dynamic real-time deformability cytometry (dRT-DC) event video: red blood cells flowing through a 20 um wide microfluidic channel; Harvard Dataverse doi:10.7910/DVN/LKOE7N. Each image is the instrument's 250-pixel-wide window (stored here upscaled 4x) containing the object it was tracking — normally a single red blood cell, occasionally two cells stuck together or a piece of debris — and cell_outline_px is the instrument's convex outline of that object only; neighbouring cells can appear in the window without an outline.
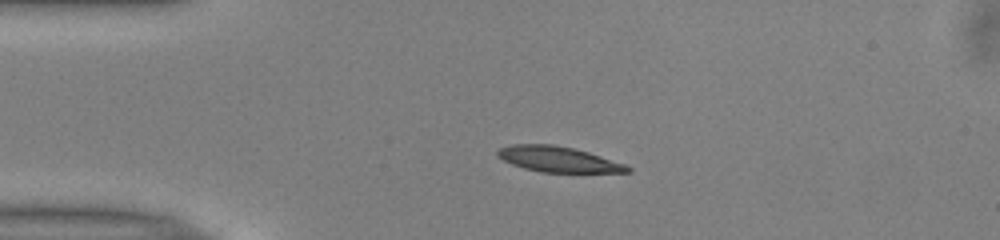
{"species": "common noctule bat (a hibernating species)", "species_latin": "Nyctalus noctula", "temperature_condition": "warm", "stored_images_in_passage": 41, "camera_frame_rate_fps": 3000, "um_per_image_px": 0.085, "animal": {"sex": "male", "body_mass_g": 13.0, "forearm_length_mm": 53.1}, "frame": {"image": 1, "passage_image": 1, "time_ms": 0.0, "image_size_px": [1000, 240], "cell_outline_px": [[632, 172], [540, 172], [524, 168], [512, 164], [496, 156], [496, 152], [500, 148], [512, 144], [552, 144], [572, 148], [588, 152], [624, 164], [632, 168]], "centroid_in_image_um": [47.42, 13.53], "position_along_channel_um": 37.6, "area_um2": 19.13}}
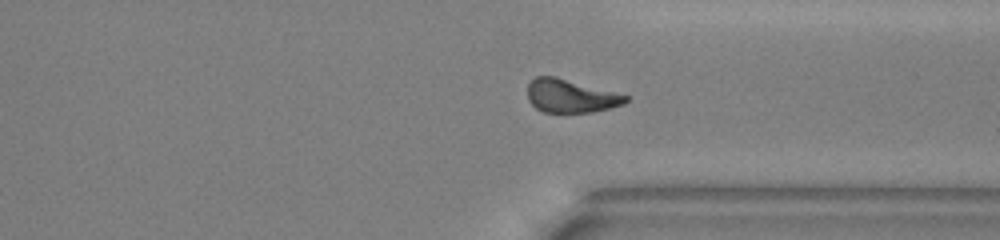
{"frame": {"image": 2, "passage_image": 28, "time_ms": 9.0, "image_size_px": [1000, 240], "cell_outline_px": [[628, 100], [624, 104], [592, 112], [544, 112], [536, 108], [528, 100], [528, 84], [536, 76], [556, 76], [628, 96]], "centroid_in_image_um": [48.47, 8.15], "position_along_channel_um": 362.9, "area_um2": 18.79}}
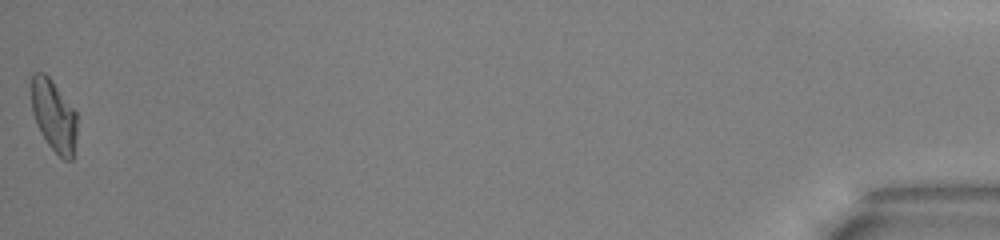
{"frame": {"image": 3, "passage_image": 41, "time_ms": 13.333, "image_size_px": [1000, 240], "cell_outline_px": [[76, 136], [72, 160], [64, 160], [48, 144], [32, 112], [32, 72], [44, 72], [52, 80], [76, 112]], "centroid_in_image_um": [4.58, 9.81], "position_along_channel_um": 430.6, "area_um2": 18.61}, "authors_computed_cell_mechanics": {"area_um2": 19.4208, "velocity_mm_per_s": 3.9767, "shape_relaxation_time_tau1_ms": 8.4183, "shape_relaxation_time_tau2_ms": 4.4648, "deformation_change_tau1": 0.2121, "deformation_change_tau2": 0.1191}}